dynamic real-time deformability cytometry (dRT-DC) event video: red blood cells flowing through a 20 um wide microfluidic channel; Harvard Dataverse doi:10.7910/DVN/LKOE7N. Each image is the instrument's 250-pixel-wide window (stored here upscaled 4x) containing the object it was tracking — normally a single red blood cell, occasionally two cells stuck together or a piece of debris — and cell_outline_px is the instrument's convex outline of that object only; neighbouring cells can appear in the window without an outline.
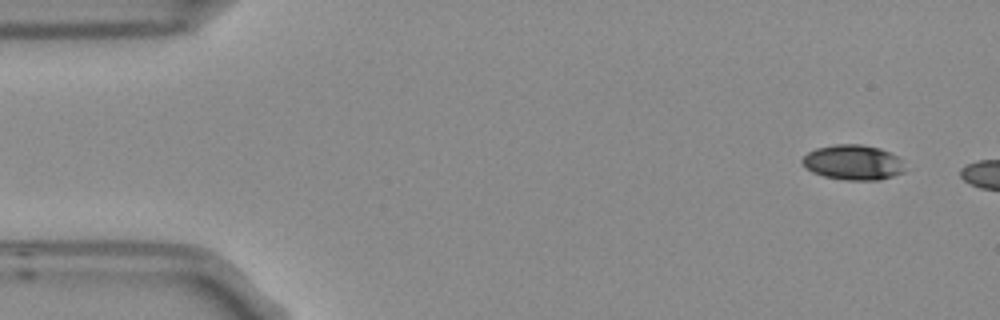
{"species": "Egyptian fruit bat (a non-hibernating species)", "species_latin": "Rousettus aegyptiacus", "temperature_condition": "room temperature", "stored_images_in_passage": 3, "camera_frame_rate_fps": 3000, "um_per_image_px": 0.085, "frame": {"image": 1, "passage_image": 1, "time_ms": 0.0, "image_size_px": [1000, 320], "cell_outline_px": [[904, 172], [880, 180], [844, 180], [824, 176], [812, 172], [800, 160], [808, 152], [816, 148], [836, 144], [860, 144], [880, 148], [896, 156], [900, 160], [904, 168]], "centroid_in_image_um": [72.49, 13.8], "position_along_channel_um": 12.5, "area_um2": 20.81}}